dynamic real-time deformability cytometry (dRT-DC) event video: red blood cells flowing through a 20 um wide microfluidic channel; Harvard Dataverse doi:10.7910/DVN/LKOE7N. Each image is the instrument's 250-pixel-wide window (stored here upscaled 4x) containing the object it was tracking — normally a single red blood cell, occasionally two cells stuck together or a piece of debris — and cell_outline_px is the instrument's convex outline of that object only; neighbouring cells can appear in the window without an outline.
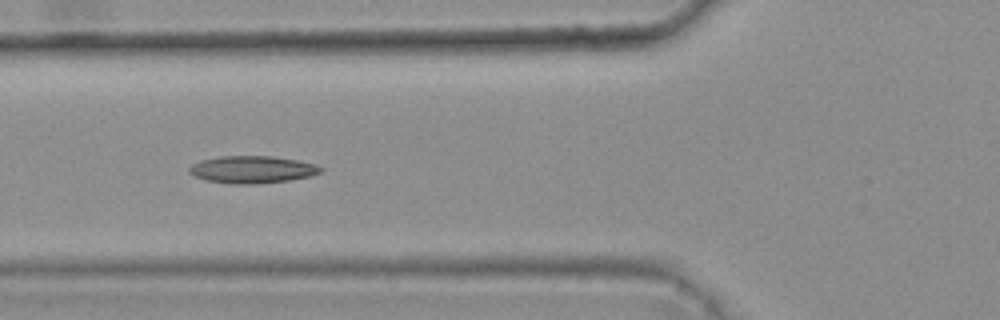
{"species": "common noctule bat (a hibernating species)", "species_latin": "Nyctalus noctula", "temperature_condition": "warm", "stored_images_in_passage": 8, "camera_frame_rate_fps": 3000, "um_per_image_px": 0.085, "animal": {"sex": "female", "body_mass_g": 25.1}, "frame": {"image": 1, "passage_image": 6, "time_ms": 1.667, "image_size_px": [1000, 320], "cell_outline_px": [[324, 168], [320, 172], [308, 176], [288, 180], [256, 184], [232, 184], [204, 180], [188, 172], [188, 168], [192, 164], [200, 160], [220, 156], [272, 156], [296, 160], [316, 164]], "centroid_in_image_um": [21.4, 14.41], "position_along_channel_um": 104.4, "area_um2": 20.87}}
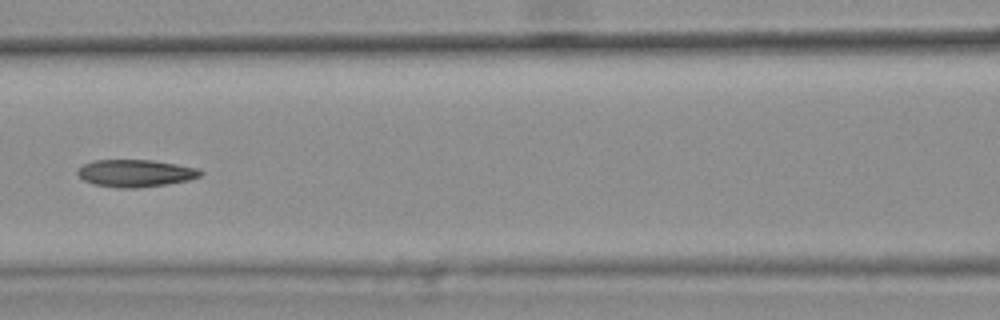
{"frame": {"image": 2, "passage_image": 7, "time_ms": 2.0, "image_size_px": [1000, 320], "cell_outline_px": [[204, 172], [200, 176], [188, 180], [168, 184], [136, 188], [116, 188], [92, 184], [84, 180], [76, 172], [84, 164], [96, 160], [152, 160], [200, 168]], "centroid_in_image_um": [11.54, 14.73], "position_along_channel_um": 155.1, "area_um2": 19.59}}